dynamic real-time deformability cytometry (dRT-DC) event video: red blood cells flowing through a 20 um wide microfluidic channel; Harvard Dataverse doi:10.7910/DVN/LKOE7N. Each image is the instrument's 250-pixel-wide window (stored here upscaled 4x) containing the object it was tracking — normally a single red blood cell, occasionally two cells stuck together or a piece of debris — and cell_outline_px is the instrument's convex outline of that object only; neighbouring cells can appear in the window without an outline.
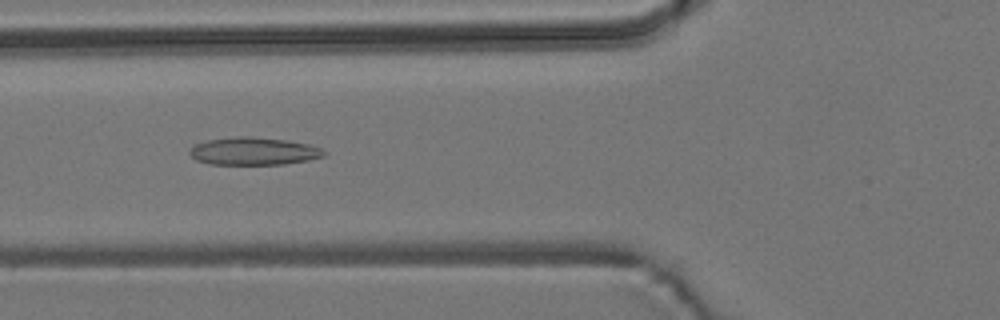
{"species": "common noctule bat (a hibernating species)", "species_latin": "Nyctalus noctula", "temperature_condition": "room temperature", "stored_images_in_passage": 8, "camera_frame_rate_fps": 3000, "um_per_image_px": 0.085, "animal": {"sex": "male", "body_mass_g": 19.2, "forearm_length_mm": 51.8}, "frame": {"image": 1, "passage_image": 4, "time_ms": 4.333, "image_size_px": [1000, 320], "cell_outline_px": [[328, 152], [324, 156], [308, 160], [284, 164], [208, 164], [196, 160], [188, 152], [192, 144], [208, 140], [236, 136], [252, 136], [288, 140], [308, 144], [320, 148]], "centroid_in_image_um": [21.54, 12.84], "position_along_channel_um": 104.3, "area_um2": 21.85}}
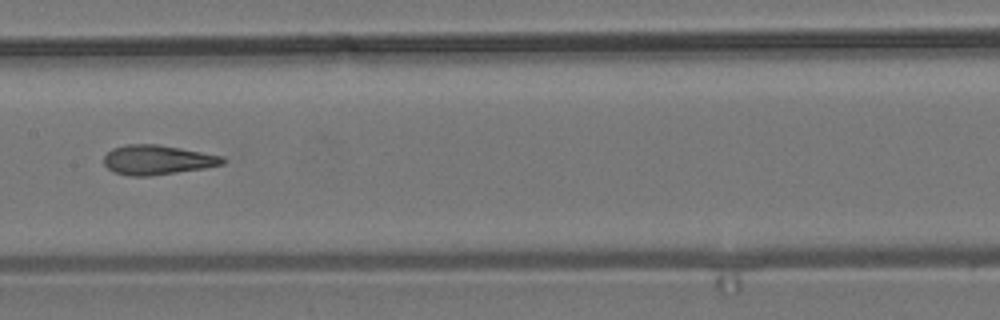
{"frame": {"image": 2, "passage_image": 6, "time_ms": 6.667, "image_size_px": [1000, 320], "cell_outline_px": [[228, 160], [224, 164], [204, 168], [148, 176], [128, 176], [112, 172], [104, 164], [104, 156], [112, 148], [128, 144], [156, 144], [180, 148], [224, 156]], "centroid_in_image_um": [13.38, 13.59], "position_along_channel_um": 194.0, "area_um2": 20.52}}
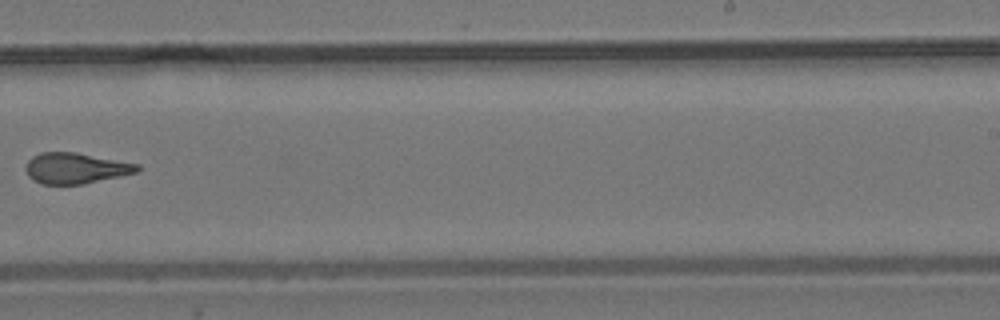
{"frame": {"image": 3, "passage_image": 8, "time_ms": 9.0, "image_size_px": [1000, 320], "cell_outline_px": [[140, 172], [84, 184], [40, 184], [32, 180], [28, 176], [24, 168], [28, 160], [32, 156], [40, 152], [76, 152], [140, 164]], "centroid_in_image_um": [6.43, 14.3], "position_along_channel_um": 282.6, "area_um2": 20.35}}